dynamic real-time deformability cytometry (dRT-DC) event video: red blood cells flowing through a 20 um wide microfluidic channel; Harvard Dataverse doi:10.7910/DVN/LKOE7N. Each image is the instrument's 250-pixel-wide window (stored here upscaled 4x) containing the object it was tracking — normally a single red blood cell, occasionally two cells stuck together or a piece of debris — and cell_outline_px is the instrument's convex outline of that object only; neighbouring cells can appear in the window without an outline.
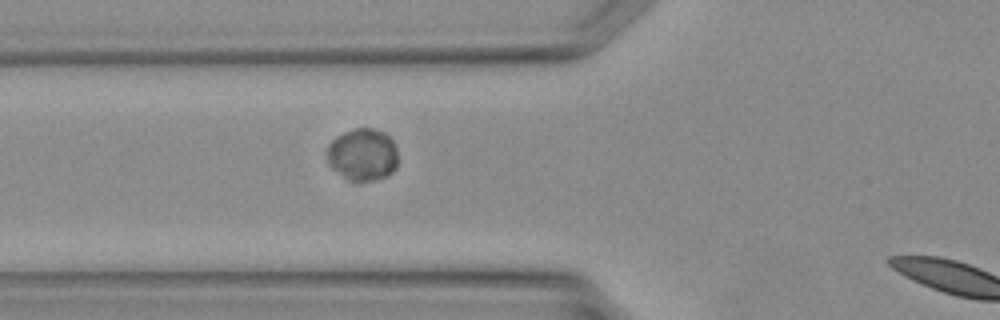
{"species": "Egyptian fruit bat (a non-hibernating species)", "species_latin": "Rousettus aegyptiacus", "temperature_condition": "warm", "stored_images_in_passage": 3, "camera_frame_rate_fps": 3000, "um_per_image_px": 0.085, "animal": {"sex": "female"}, "frame": {"image": 1, "passage_image": 2, "time_ms": 0.333, "image_size_px": [1000, 320], "cell_outline_px": [[396, 168], [392, 172], [376, 180], [348, 180], [332, 168], [328, 164], [324, 152], [328, 144], [336, 136], [344, 132], [356, 128], [372, 128], [384, 132], [392, 140], [396, 148]], "centroid_in_image_um": [30.77, 13.12], "position_along_channel_um": 95.0, "area_um2": 21.68}}